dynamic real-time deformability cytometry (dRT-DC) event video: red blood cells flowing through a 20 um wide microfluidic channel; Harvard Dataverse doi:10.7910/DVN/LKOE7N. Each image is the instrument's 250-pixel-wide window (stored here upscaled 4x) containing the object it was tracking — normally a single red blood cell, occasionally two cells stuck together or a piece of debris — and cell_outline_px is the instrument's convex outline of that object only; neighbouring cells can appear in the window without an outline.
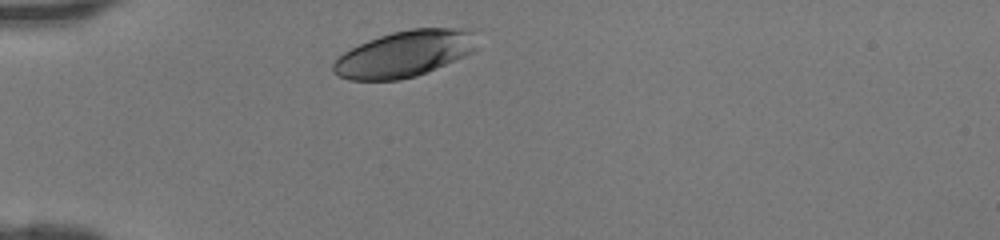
{"species": "human", "species_latin": "Homo sapiens", "temperature_condition": "room temperature", "stored_images_in_passage": 27, "camera_frame_rate_fps": 3000, "um_per_image_px": 0.085, "donor": {"sex": "female"}, "frame": {"image": 1, "passage_image": 1, "time_ms": 0.0, "image_size_px": [1000, 240], "cell_outline_px": [[476, 48], [472, 52], [464, 56], [436, 68], [416, 76], [400, 80], [348, 80], [332, 72], [332, 64], [344, 52], [368, 40], [392, 32], [412, 28], [452, 28], [472, 32]], "centroid_in_image_um": [34.33, 4.59], "position_along_channel_um": 50.7, "area_um2": 38.21}}
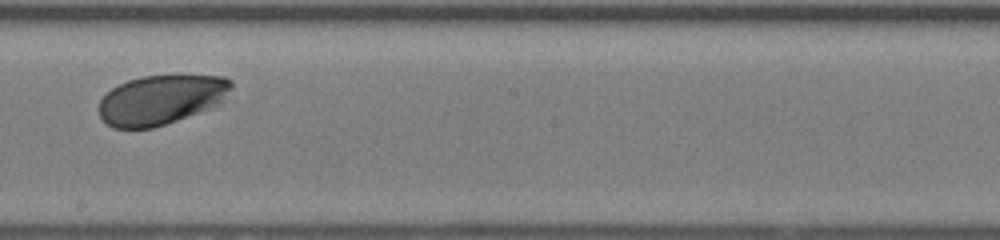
{"frame": {"image": 2, "passage_image": 15, "time_ms": 4.667, "image_size_px": [1000, 240], "cell_outline_px": [[232, 88], [216, 108], [152, 128], [112, 128], [100, 116], [100, 100], [112, 88], [128, 80], [144, 76], [176, 72], [180, 72], [224, 76], [232, 80]], "centroid_in_image_um": [13.79, 8.42], "position_along_channel_um": 234.4, "area_um2": 39.36}}
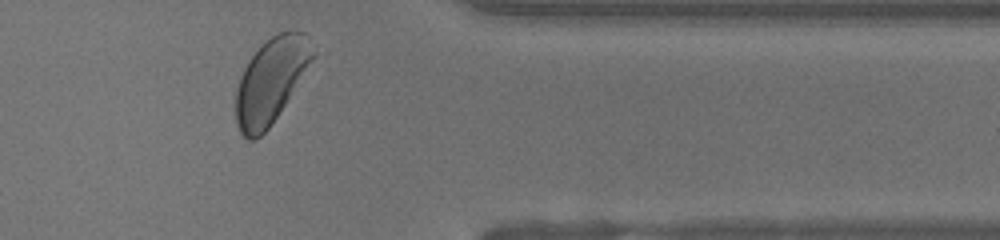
{"frame": {"image": 3, "passage_image": 26, "time_ms": 8.333, "image_size_px": [1000, 240], "cell_outline_px": [[316, 56], [268, 128], [256, 140], [248, 140], [240, 132], [236, 124], [236, 88], [240, 76], [248, 60], [276, 32], [288, 28], [292, 28], [304, 32], [316, 52]], "centroid_in_image_um": [23.04, 6.81], "position_along_channel_um": 388.4, "area_um2": 37.92}}